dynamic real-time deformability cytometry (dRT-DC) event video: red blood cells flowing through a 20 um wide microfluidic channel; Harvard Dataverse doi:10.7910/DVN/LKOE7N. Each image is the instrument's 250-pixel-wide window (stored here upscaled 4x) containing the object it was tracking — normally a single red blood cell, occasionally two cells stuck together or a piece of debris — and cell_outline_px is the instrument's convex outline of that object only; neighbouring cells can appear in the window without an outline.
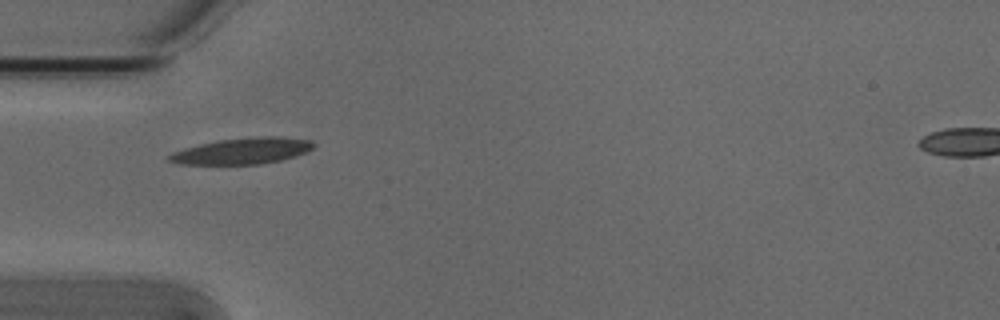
{"species": "Egyptian fruit bat (a non-hibernating species)", "species_latin": "Rousettus aegyptiacus", "temperature_condition": "cold", "stored_images_in_passage": 38, "camera_frame_rate_fps": 3000, "um_per_image_px": 0.085, "animal": {"sex": "male"}, "frame": {"image": 1, "passage_image": 1, "time_ms": 0.0, "image_size_px": [1000, 320], "cell_outline_px": [[316, 144], [312, 148], [304, 152], [280, 160], [260, 164], [180, 164], [168, 160], [168, 156], [172, 152], [184, 148], [200, 144], [220, 140], [256, 136], [280, 136], [312, 140]], "centroid_in_image_um": [20.6, 12.82], "position_along_channel_um": 64.4, "area_um2": 21.85}}
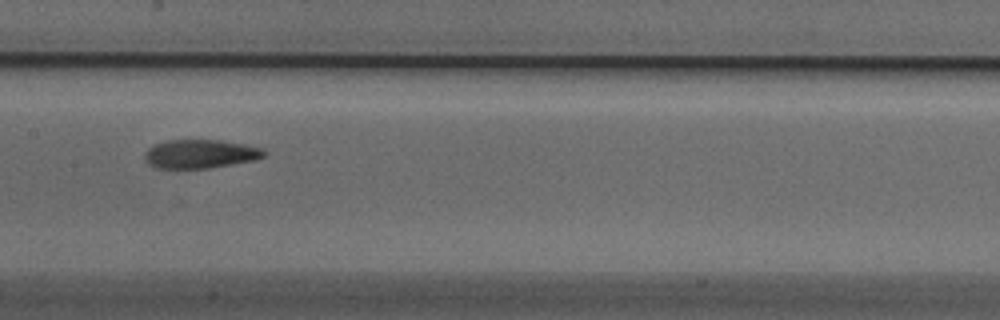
{"frame": {"image": 2, "passage_image": 11, "time_ms": 3.333, "image_size_px": [1000, 320], "cell_outline_px": [[264, 156], [256, 160], [208, 168], [156, 168], [148, 164], [144, 160], [144, 156], [148, 148], [156, 144], [168, 140], [220, 140], [244, 144], [264, 148]], "centroid_in_image_um": [17.02, 13.08], "position_along_channel_um": 190.4, "area_um2": 19.94}}
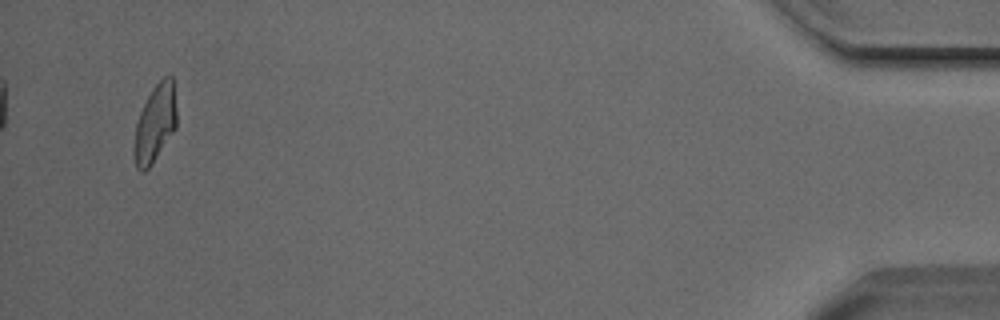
{"frame": {"image": 3, "passage_image": 36, "time_ms": 11.667, "image_size_px": [1000, 320], "cell_outline_px": [[176, 128], [152, 164], [144, 172], [140, 172], [136, 168], [132, 152], [136, 124], [140, 112], [152, 88], [164, 76], [172, 76], [176, 108]], "centroid_in_image_um": [13.16, 10.54], "position_along_channel_um": 422.0, "area_um2": 19.31}, "authors_computed_cell_mechanics": {"area_um2": 19.9699, "velocity_mm_per_s": 3.8103, "shape_relaxation_time_tau1_ms": 5.1949, "shape_relaxation_time_tau2_ms": 2.066, "deformation_change_tau1": 0.2038, "deformation_change_tau2": 0.091}}